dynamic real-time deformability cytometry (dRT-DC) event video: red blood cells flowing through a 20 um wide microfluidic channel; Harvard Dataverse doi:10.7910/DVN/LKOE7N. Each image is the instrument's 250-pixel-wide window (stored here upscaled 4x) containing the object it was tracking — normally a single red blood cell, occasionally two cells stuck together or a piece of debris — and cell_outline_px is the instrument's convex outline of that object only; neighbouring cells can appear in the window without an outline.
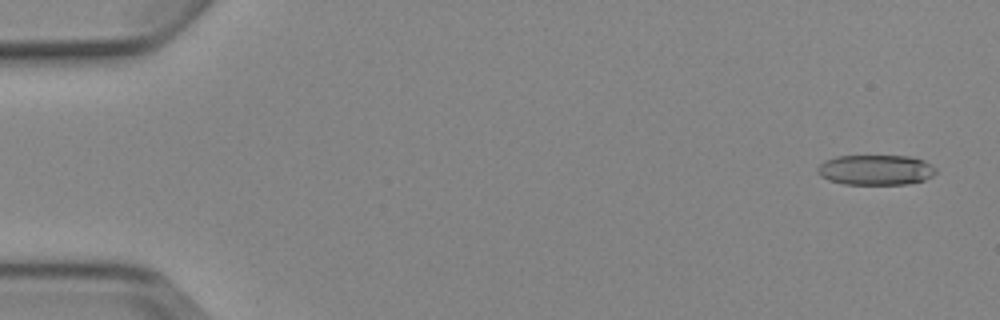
{"species": "Egyptian fruit bat (a non-hibernating species)", "species_latin": "Rousettus aegyptiacus", "temperature_condition": "cold", "stored_images_in_passage": 4, "camera_frame_rate_fps": 3000, "um_per_image_px": 0.085, "animal": {"sex": "female"}, "frame": {"image": 1, "passage_image": 1, "time_ms": 0.0, "image_size_px": [1000, 320], "cell_outline_px": [[936, 172], [932, 176], [924, 180], [908, 184], [844, 184], [828, 180], [820, 176], [816, 172], [816, 168], [824, 160], [836, 156], [908, 156], [924, 160], [936, 168]], "centroid_in_image_um": [74.41, 14.44], "position_along_channel_um": 10.6, "area_um2": 20.98}}
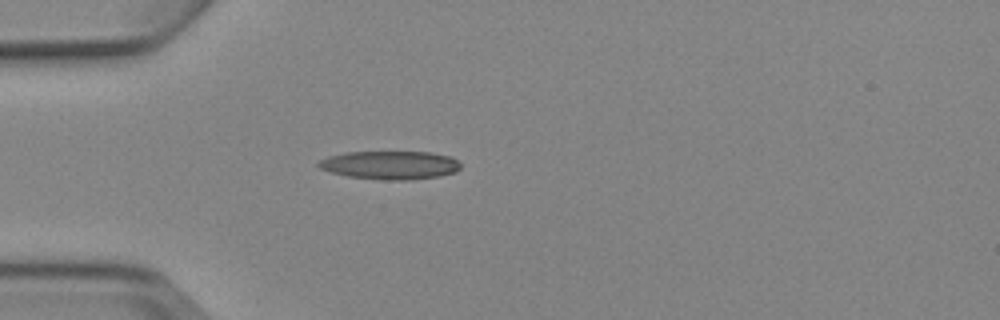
{"frame": {"image": 2, "passage_image": 4, "time_ms": 4.333, "image_size_px": [1000, 320], "cell_outline_px": [[460, 168], [456, 172], [440, 176], [412, 180], [384, 180], [348, 176], [332, 172], [320, 168], [316, 164], [320, 160], [328, 156], [344, 152], [432, 152], [452, 156], [460, 164]], "centroid_in_image_um": [33.19, 14.03], "position_along_channel_um": 51.8, "area_um2": 23.64}}